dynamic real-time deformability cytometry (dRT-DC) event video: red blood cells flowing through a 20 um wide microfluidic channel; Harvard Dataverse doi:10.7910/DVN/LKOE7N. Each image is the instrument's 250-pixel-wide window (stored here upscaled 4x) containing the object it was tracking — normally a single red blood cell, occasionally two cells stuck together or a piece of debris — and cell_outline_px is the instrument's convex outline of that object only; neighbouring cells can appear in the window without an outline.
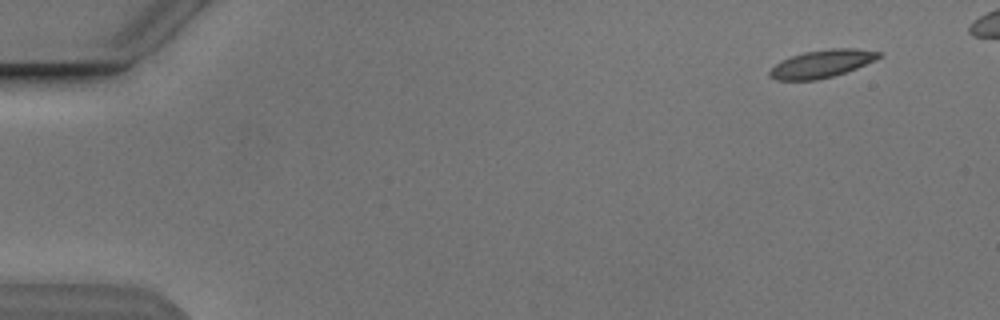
{"species": "Egyptian fruit bat (a non-hibernating species)", "species_latin": "Rousettus aegyptiacus", "temperature_condition": "cold", "stored_images_in_passage": 47, "camera_frame_rate_fps": 3000, "um_per_image_px": 0.085, "animal": {"sex": "male"}, "frame": {"image": 1, "passage_image": 1, "time_ms": 0.0, "image_size_px": [1000, 320], "cell_outline_px": [[884, 56], [876, 60], [856, 68], [832, 76], [816, 80], [776, 80], [768, 76], [768, 72], [776, 64], [792, 56], [804, 52], [828, 48], [852, 48], [884, 52]], "centroid_in_image_um": [69.9, 5.41], "position_along_channel_um": 15.1, "area_um2": 17.63}}
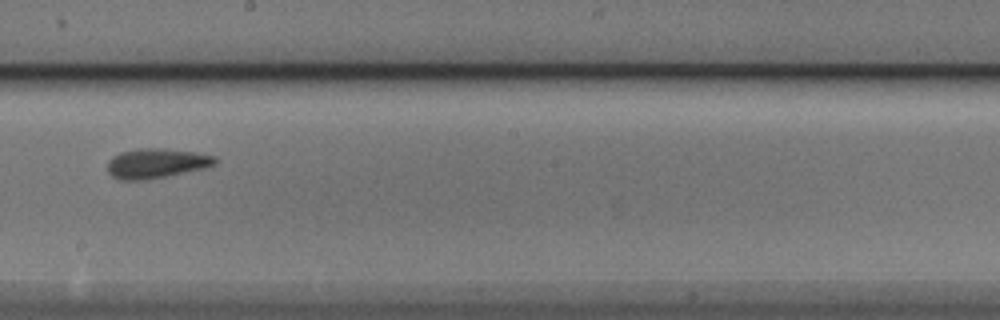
{"frame": {"image": 2, "passage_image": 28, "time_ms": 9.0, "image_size_px": [1000, 320], "cell_outline_px": [[220, 160], [216, 164], [204, 168], [168, 176], [144, 180], [120, 180], [112, 176], [108, 172], [108, 160], [112, 156], [120, 152], [136, 148], [160, 148], [192, 152], [216, 156]], "centroid_in_image_um": [13.28, 13.88], "position_along_channel_um": 234.9, "area_um2": 18.79}}
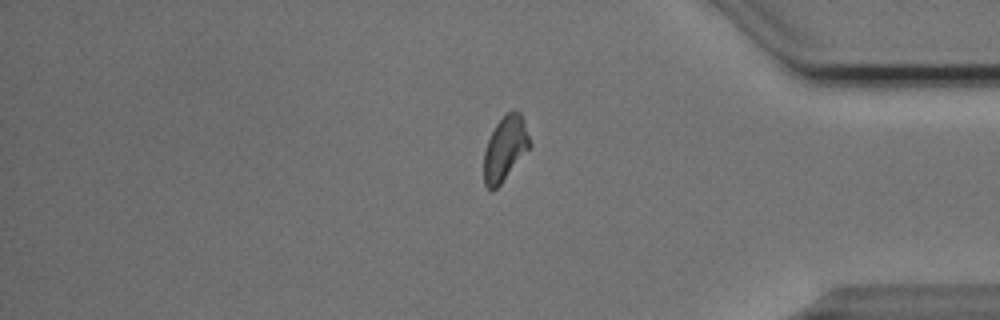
{"frame": {"image": 3, "passage_image": 42, "time_ms": 13.667, "image_size_px": [1000, 320], "cell_outline_px": [[532, 144], [500, 184], [492, 192], [484, 184], [484, 152], [488, 140], [496, 124], [508, 112], [520, 112], [524, 120]], "centroid_in_image_um": [42.93, 12.63], "position_along_channel_um": 392.3, "area_um2": 16.88}}